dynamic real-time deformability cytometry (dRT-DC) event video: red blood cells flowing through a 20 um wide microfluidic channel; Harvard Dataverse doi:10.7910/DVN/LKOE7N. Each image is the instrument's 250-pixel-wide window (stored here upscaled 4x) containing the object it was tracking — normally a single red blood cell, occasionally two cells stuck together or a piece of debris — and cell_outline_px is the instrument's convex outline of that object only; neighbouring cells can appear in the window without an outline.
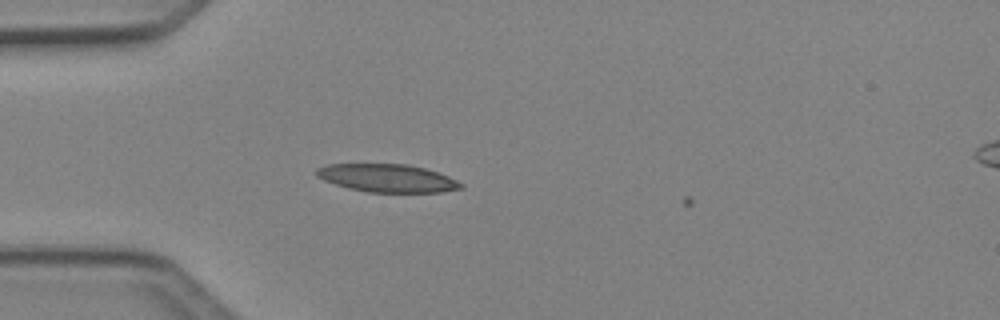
{"species": "Egyptian fruit bat (a non-hibernating species)", "species_latin": "Rousettus aegyptiacus", "temperature_condition": "cold", "stored_images_in_passage": 9, "camera_frame_rate_fps": 3000, "um_per_image_px": 0.085, "animal": {"sex": "female"}, "frame": {"image": 1, "passage_image": 8, "time_ms": 2.333, "image_size_px": [1000, 320], "cell_outline_px": [[464, 188], [440, 192], [368, 192], [348, 188], [324, 180], [316, 176], [316, 168], [328, 164], [408, 164], [424, 168], [448, 176], [464, 184]], "centroid_in_image_um": [32.92, 15.14], "position_along_channel_um": 52.1, "area_um2": 23.47}}